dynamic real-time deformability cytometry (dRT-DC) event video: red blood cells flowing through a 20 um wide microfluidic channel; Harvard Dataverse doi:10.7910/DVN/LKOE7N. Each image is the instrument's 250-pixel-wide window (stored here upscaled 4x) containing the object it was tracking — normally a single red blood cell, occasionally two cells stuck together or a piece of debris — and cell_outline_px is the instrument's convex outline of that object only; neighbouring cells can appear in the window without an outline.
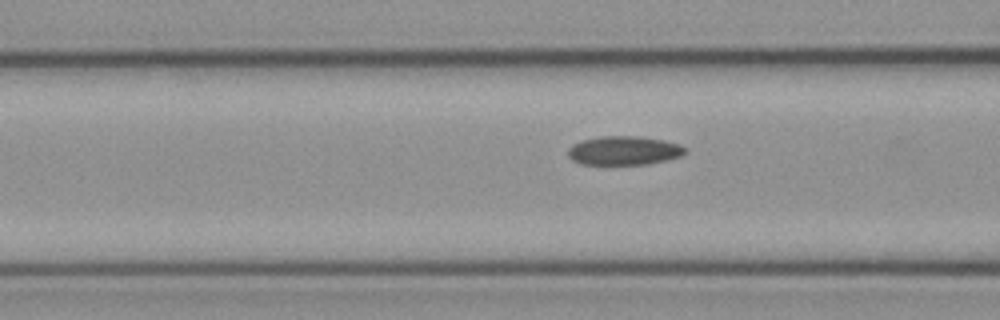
{"species": "common noctule bat (a hibernating species)", "species_latin": "Nyctalus noctula", "temperature_condition": "cold", "stored_images_in_passage": 16, "camera_frame_rate_fps": 3000, "um_per_image_px": 0.085, "animal": {"sex": "female", "body_mass_g": 21.9}, "frame": {"image": 1, "passage_image": 4, "time_ms": 1.0, "image_size_px": [1000, 320], "cell_outline_px": [[688, 152], [680, 156], [668, 160], [648, 164], [580, 164], [572, 160], [568, 156], [568, 148], [572, 144], [580, 140], [600, 136], [640, 136], [664, 140], [680, 144]], "centroid_in_image_um": [53.03, 12.79], "position_along_channel_um": 113.6, "area_um2": 19.94}}
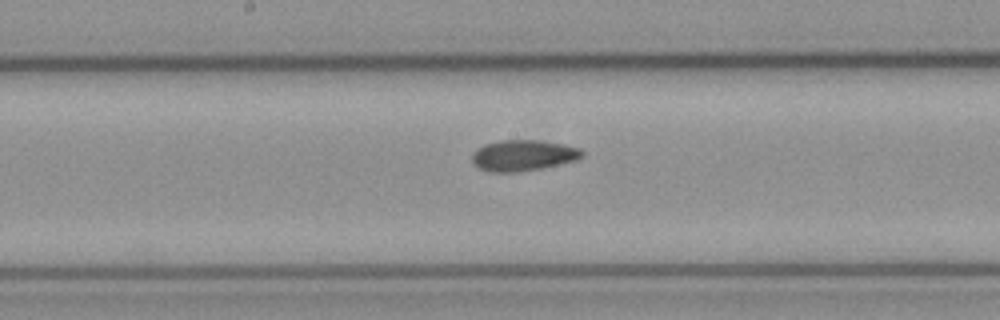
{"frame": {"image": 2, "passage_image": 11, "time_ms": 3.333, "image_size_px": [1000, 320], "cell_outline_px": [[584, 156], [576, 160], [544, 168], [516, 172], [488, 172], [472, 164], [472, 152], [476, 148], [484, 144], [500, 140], [540, 140], [564, 144], [580, 148], [584, 152]], "centroid_in_image_um": [44.46, 13.21], "position_along_channel_um": 203.7, "area_um2": 20.17}}
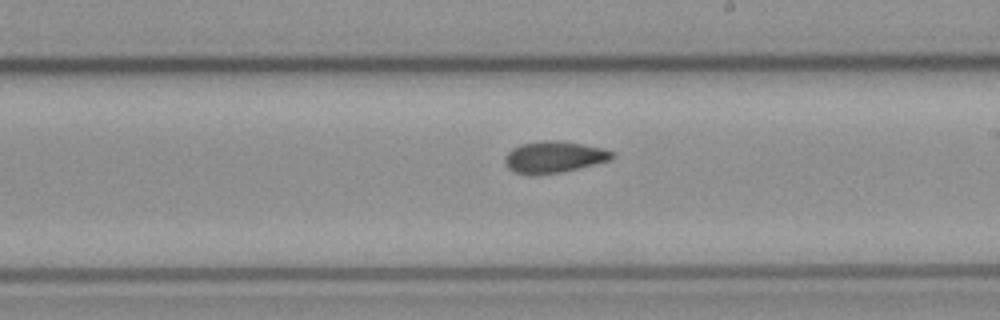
{"frame": {"image": 3, "passage_image": 14, "time_ms": 4.333, "image_size_px": [1000, 320], "cell_outline_px": [[616, 156], [612, 160], [596, 164], [560, 172], [536, 176], [528, 176], [516, 172], [508, 168], [504, 164], [504, 156], [512, 148], [520, 144], [544, 140], [556, 140], [584, 144], [604, 148], [612, 152]], "centroid_in_image_um": [47.07, 13.36], "position_along_channel_um": 241.9, "area_um2": 20.11}}